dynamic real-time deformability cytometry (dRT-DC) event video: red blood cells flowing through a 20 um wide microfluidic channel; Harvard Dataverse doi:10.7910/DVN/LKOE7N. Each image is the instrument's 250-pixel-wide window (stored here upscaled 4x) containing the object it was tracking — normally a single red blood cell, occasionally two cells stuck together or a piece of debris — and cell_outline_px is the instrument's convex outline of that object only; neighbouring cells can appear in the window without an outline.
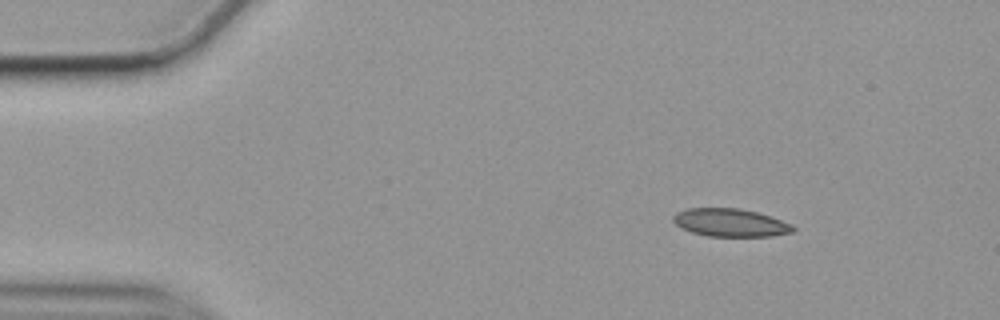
{"species": "common noctule bat (a hibernating species)", "species_latin": "Nyctalus noctula", "temperature_condition": "cold", "stored_images_in_passage": 50, "camera_frame_rate_fps": 3000, "um_per_image_px": 0.085, "animal": {"sex": "female", "body_mass_g": 19.9}, "frame": {"image": 1, "passage_image": 1, "time_ms": 0.0, "image_size_px": [1000, 320], "cell_outline_px": [[796, 228], [792, 232], [772, 236], [708, 236], [692, 232], [676, 224], [672, 220], [672, 216], [676, 212], [688, 208], [740, 208], [756, 212], [792, 224]], "centroid_in_image_um": [62.07, 18.92], "position_along_channel_um": 22.9, "area_um2": 19.36}}
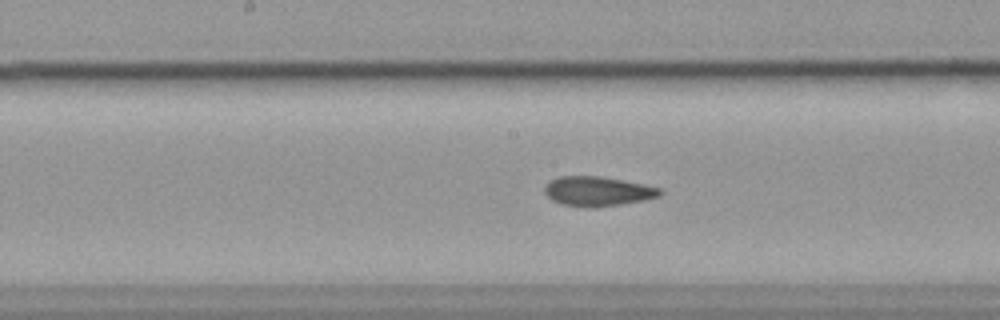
{"frame": {"image": 2, "passage_image": 22, "time_ms": 7.0, "image_size_px": [1000, 320], "cell_outline_px": [[664, 192], [660, 196], [644, 200], [620, 204], [592, 208], [588, 208], [564, 204], [552, 200], [544, 192], [544, 188], [552, 180], [560, 176], [600, 176], [644, 184], [660, 188]], "centroid_in_image_um": [50.83, 16.26], "position_along_channel_um": 197.4, "area_um2": 19.77}}
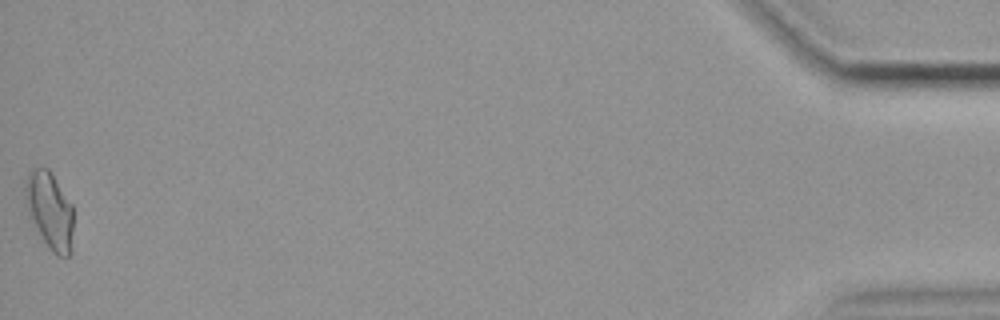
{"frame": {"image": 3, "passage_image": 50, "time_ms": 16.333, "image_size_px": [1000, 320], "cell_outline_px": [[72, 252], [68, 256], [56, 256], [48, 248], [28, 216], [24, 192], [24, 188], [28, 172], [32, 168], [48, 168], [72, 204]], "centroid_in_image_um": [4.21, 17.91], "position_along_channel_um": 431.0, "area_um2": 21.73}, "authors_computed_cell_mechanics": {"area_um2": 19.8254, "velocity_mm_per_s": 3.5347, "shape_relaxation_time_tau1_ms": null, "shape_relaxation_time_tau2_ms": 3.8726, "deformation_change_tau1": null, "deformation_change_tau2": 0.0984}}